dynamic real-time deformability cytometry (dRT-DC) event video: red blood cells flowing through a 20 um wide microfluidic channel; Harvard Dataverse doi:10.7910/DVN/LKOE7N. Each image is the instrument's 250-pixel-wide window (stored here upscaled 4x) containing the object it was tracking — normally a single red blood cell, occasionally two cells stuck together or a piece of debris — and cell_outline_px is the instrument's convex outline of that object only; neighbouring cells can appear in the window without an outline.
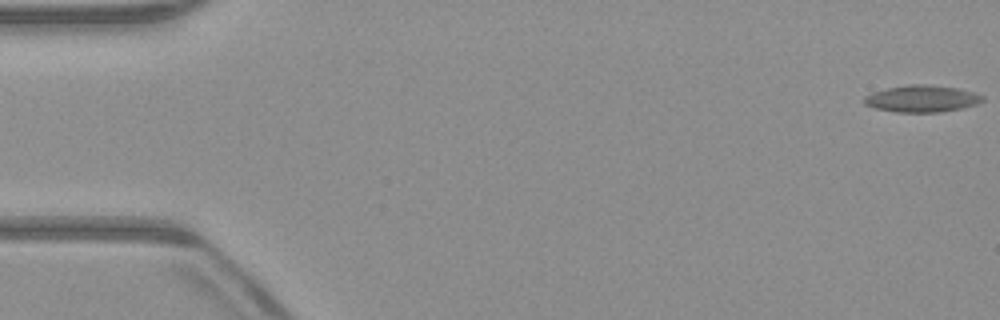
{"species": "common noctule bat (a hibernating species)", "species_latin": "Nyctalus noctula", "temperature_condition": "warm", "stored_images_in_passage": 53, "camera_frame_rate_fps": 3000, "um_per_image_px": 0.085, "animal": {"sex": "male", "body_mass_g": 23.1, "forearm_length_mm": 52.7}, "frame": {"image": 1, "passage_image": 1, "time_ms": 0.0, "image_size_px": [1000, 320], "cell_outline_px": [[984, 100], [976, 104], [964, 108], [940, 112], [896, 112], [876, 108], [864, 104], [864, 96], [872, 92], [888, 88], [908, 84], [924, 84], [956, 88], [972, 92], [984, 96]], "centroid_in_image_um": [78.35, 8.39], "position_along_channel_um": 6.6, "area_um2": 18.44}}
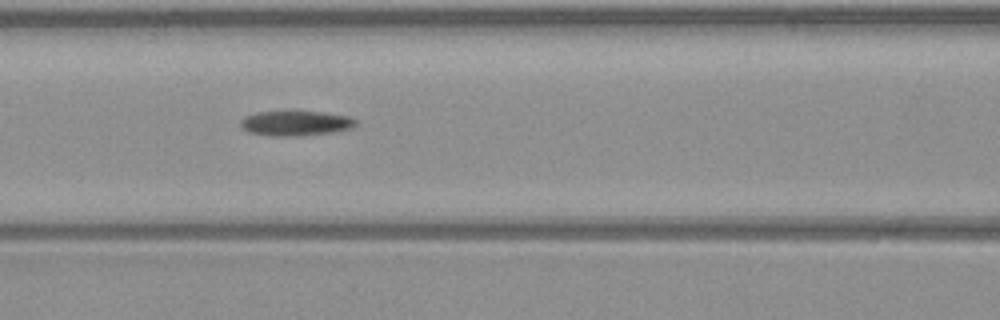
{"frame": {"image": 2, "passage_image": 23, "time_ms": 7.333, "image_size_px": [1000, 320], "cell_outline_px": [[360, 120], [352, 128], [332, 132], [300, 136], [272, 136], [248, 132], [240, 124], [240, 120], [244, 116], [256, 112], [288, 108], [296, 108], [348, 116]], "centroid_in_image_um": [25.12, 10.41], "position_along_channel_um": 141.5, "area_um2": 17.8}}
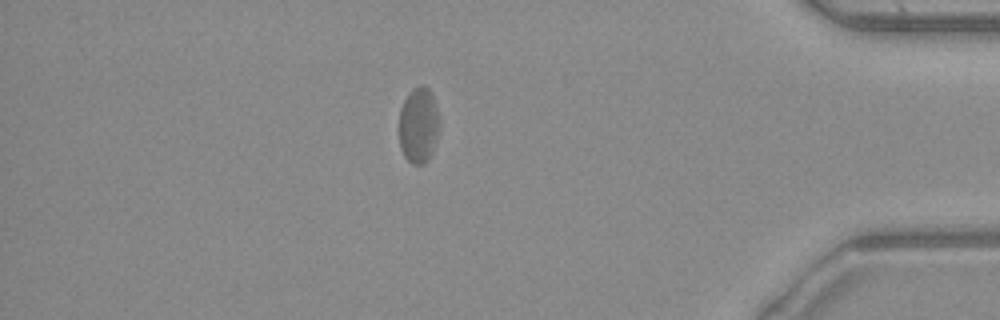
{"frame": {"image": 3, "passage_image": 46, "time_ms": 15.0, "image_size_px": [1000, 320], "cell_outline_px": [[436, 140], [432, 152], [428, 160], [424, 164], [412, 164], [404, 156], [400, 148], [400, 108], [404, 100], [416, 88], [428, 88], [432, 92], [436, 108]], "centroid_in_image_um": [35.54, 10.71], "position_along_channel_um": 399.7, "area_um2": 16.99}}